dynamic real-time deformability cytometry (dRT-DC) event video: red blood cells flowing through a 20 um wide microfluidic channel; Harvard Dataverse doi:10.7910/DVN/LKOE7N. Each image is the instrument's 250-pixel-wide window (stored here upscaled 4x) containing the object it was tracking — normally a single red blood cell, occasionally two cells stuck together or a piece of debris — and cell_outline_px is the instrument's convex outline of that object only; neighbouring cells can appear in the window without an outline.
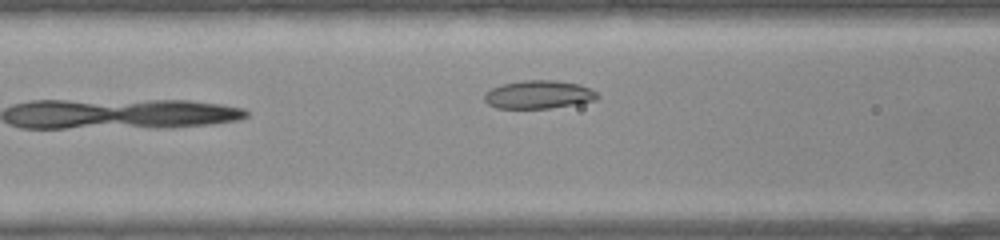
{"species": "common noctule bat (a hibernating species)", "species_latin": "Nyctalus noctula", "temperature_condition": "warm", "stored_images_in_passage": 8, "camera_frame_rate_fps": 3000, "um_per_image_px": 0.085, "animal": {"sex": "female", "body_mass_g": 22.0, "forearm_length_mm": 56.7}, "frame": {"image": 1, "passage_image": 8, "time_ms": 2.333, "image_size_px": [1000, 240], "cell_outline_px": [[600, 96], [596, 100], [576, 104], [548, 108], [496, 108], [488, 104], [484, 100], [484, 92], [492, 88], [504, 84], [524, 80], [556, 80], [580, 84], [592, 88]], "centroid_in_image_um": [45.81, 8.03], "position_along_channel_um": 120.8, "area_um2": 18.67}}